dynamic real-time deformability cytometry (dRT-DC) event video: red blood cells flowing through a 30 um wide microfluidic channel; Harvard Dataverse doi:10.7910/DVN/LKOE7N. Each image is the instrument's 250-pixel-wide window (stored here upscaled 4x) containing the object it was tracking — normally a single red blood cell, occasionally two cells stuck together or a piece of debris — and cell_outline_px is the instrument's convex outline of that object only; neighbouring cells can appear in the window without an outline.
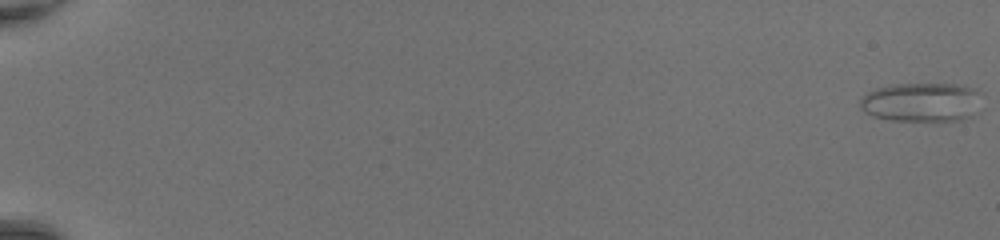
{"species": "common noctule bat (a hibernating species)", "species_latin": "Nyctalus noctula", "temperature_condition": "room temperature", "stored_images_in_passage": 51, "camera_frame_rate_fps": 3000, "um_per_image_px": 0.085, "animal": {"sex": "female", "body_mass_g": 20.0, "forearm_length_mm": 54.0}, "frame": {"image": 1, "passage_image": 1, "time_ms": 0.0, "image_size_px": [1000, 240], "cell_outline_px": [[984, 92], [972, 116], [960, 120], [892, 120], [872, 116], [864, 112], [860, 108], [860, 100], [868, 92], [876, 88], [892, 84], [956, 84], [976, 88]], "centroid_in_image_um": [78.35, 8.67], "position_along_channel_um": 6.6, "area_um2": 27.86}}
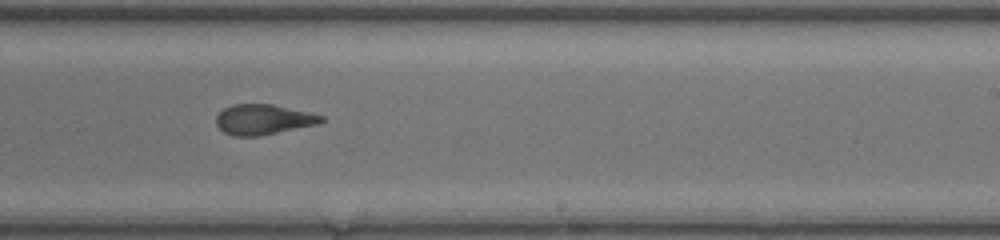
{"frame": {"image": 2, "passage_image": 34, "time_ms": 11.0, "image_size_px": [1000, 240], "cell_outline_px": [[324, 120], [316, 124], [260, 136], [232, 136], [224, 132], [216, 124], [216, 116], [224, 108], [232, 104], [272, 104], [308, 112], [324, 116]], "centroid_in_image_um": [22.34, 10.15], "position_along_channel_um": 266.7, "area_um2": 18.38}}
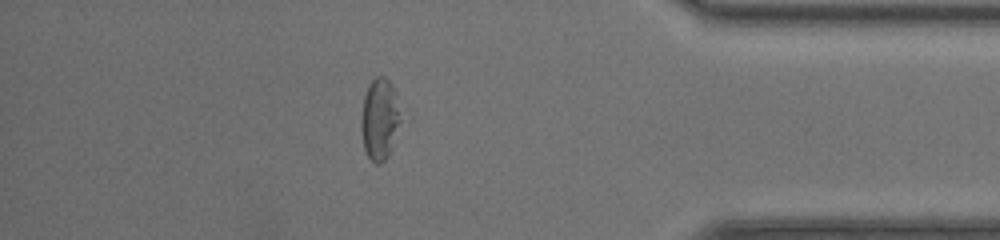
{"frame": {"image": 3, "passage_image": 45, "time_ms": 14.667, "image_size_px": [1000, 240], "cell_outline_px": [[404, 120], [388, 156], [380, 164], [376, 164], [368, 156], [364, 148], [360, 128], [360, 120], [364, 96], [368, 84], [376, 76], [384, 76], [392, 84], [404, 116]], "centroid_in_image_um": [32.32, 10.11], "position_along_channel_um": 402.9, "area_um2": 19.54}, "authors_computed_cell_mechanics": {"area_um2": 20.5768, "velocity_mm_per_s": 4.3713, "shape_relaxation_time_tau1_ms": 8.9982, "shape_relaxation_time_tau2_ms": 2.518, "deformation_change_tau1": 0.2492, "deformation_change_tau2": 0.1141}}